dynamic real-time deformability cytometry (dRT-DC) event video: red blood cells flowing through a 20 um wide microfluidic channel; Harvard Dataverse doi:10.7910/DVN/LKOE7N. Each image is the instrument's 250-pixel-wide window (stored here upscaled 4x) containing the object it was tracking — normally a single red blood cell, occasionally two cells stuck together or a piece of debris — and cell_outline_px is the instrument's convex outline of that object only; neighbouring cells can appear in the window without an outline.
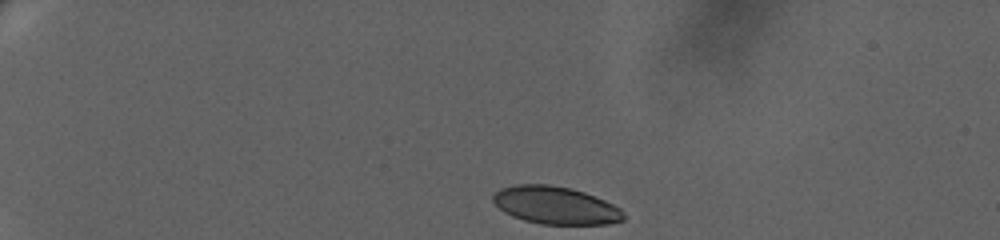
{"species": "human", "species_latin": "Homo sapiens", "temperature_condition": "warm", "stored_images_in_passage": 52, "camera_frame_rate_fps": 3000, "um_per_image_px": 0.085, "donor": {"sex": "female"}, "frame": {"image": 1, "passage_image": 1, "time_ms": 0.0, "image_size_px": [1000, 240], "cell_outline_px": [[624, 220], [608, 224], [540, 224], [524, 220], [512, 216], [504, 212], [492, 200], [492, 196], [500, 188], [516, 184], [548, 184], [572, 188], [584, 192], [604, 200], [620, 208], [624, 212]], "centroid_in_image_um": [47.21, 17.45], "position_along_channel_um": 37.8, "area_um2": 28.67}}
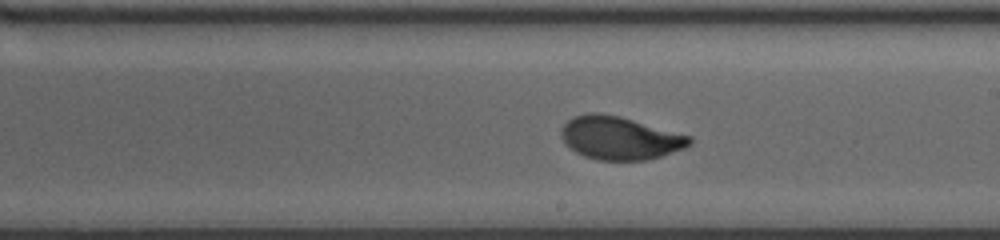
{"frame": {"image": 2, "passage_image": 28, "time_ms": 9.0, "image_size_px": [1000, 240], "cell_outline_px": [[692, 144], [684, 148], [648, 160], [596, 160], [584, 156], [576, 152], [560, 136], [560, 128], [572, 116], [588, 112], [600, 112], [620, 116], [692, 136]], "centroid_in_image_um": [52.68, 11.71], "position_along_channel_um": 236.3, "area_um2": 32.37}}
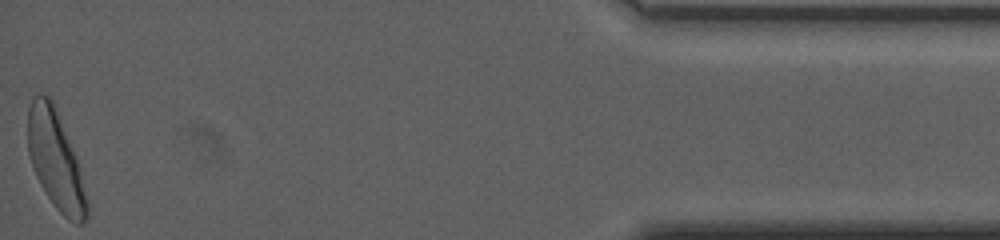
{"frame": {"image": 3, "passage_image": 52, "time_ms": 17.0, "image_size_px": [1000, 240], "cell_outline_px": [[88, 216], [80, 224], [76, 224], [68, 220], [56, 208], [40, 184], [36, 176], [28, 152], [28, 108], [32, 100], [36, 96], [48, 96], [52, 100], [76, 156], [88, 204]], "centroid_in_image_um": [4.72, 13.64], "position_along_channel_um": 430.5, "area_um2": 33.12}, "authors_computed_cell_mechanics": {"area_um2": 31.8189, "velocity_mm_per_s": 3.2407, "shape_relaxation_time_tau1_ms": 3.5244, "shape_relaxation_time_tau2_ms": null, "deformation_change_tau1": 0.1578, "deformation_change_tau2": null}}